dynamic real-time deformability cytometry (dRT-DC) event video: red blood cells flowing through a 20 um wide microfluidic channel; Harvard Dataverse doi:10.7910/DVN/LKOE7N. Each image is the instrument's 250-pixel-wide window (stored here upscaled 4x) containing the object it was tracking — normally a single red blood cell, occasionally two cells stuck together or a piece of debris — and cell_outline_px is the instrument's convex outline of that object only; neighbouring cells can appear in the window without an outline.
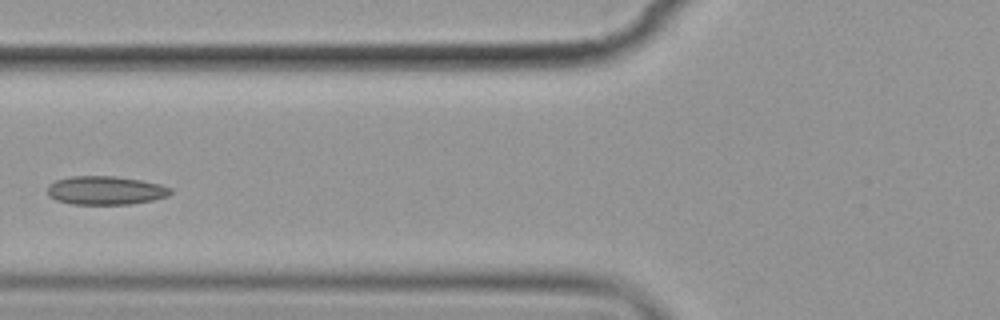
{"species": "common noctule bat (a hibernating species)", "species_latin": "Nyctalus noctula", "temperature_condition": "cold", "stored_images_in_passage": 13, "camera_frame_rate_fps": 3000, "um_per_image_px": 0.085, "animal": {"sex": "female", "body_mass_g": 19.9}, "frame": {"image": 1, "passage_image": 4, "time_ms": 4.333, "image_size_px": [1000, 320], "cell_outline_px": [[172, 192], [168, 196], [152, 200], [132, 204], [72, 204], [56, 200], [48, 196], [48, 184], [56, 180], [72, 176], [116, 176], [140, 180], [160, 184], [172, 188]], "centroid_in_image_um": [8.97, 16.18], "position_along_channel_um": 116.8, "area_um2": 20.58}}
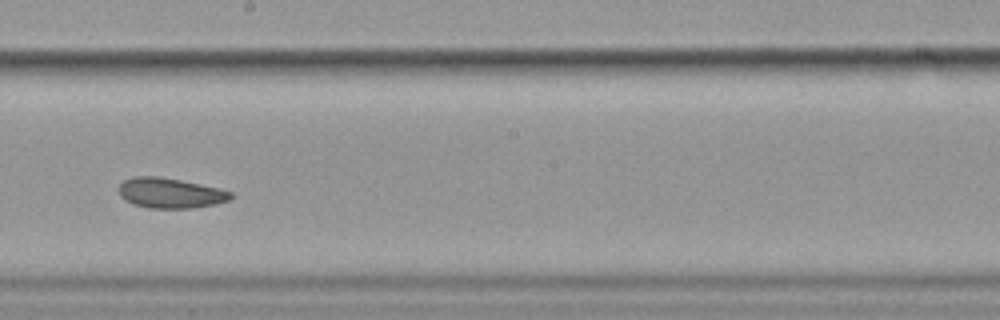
{"frame": {"image": 2, "passage_image": 7, "time_ms": 7.667, "image_size_px": [1000, 320], "cell_outline_px": [[232, 196], [228, 200], [216, 204], [192, 208], [148, 208], [124, 200], [120, 196], [120, 184], [124, 180], [132, 176], [160, 176], [220, 188], [232, 192]], "centroid_in_image_um": [14.47, 16.4], "position_along_channel_um": 233.7, "area_um2": 19.65}}
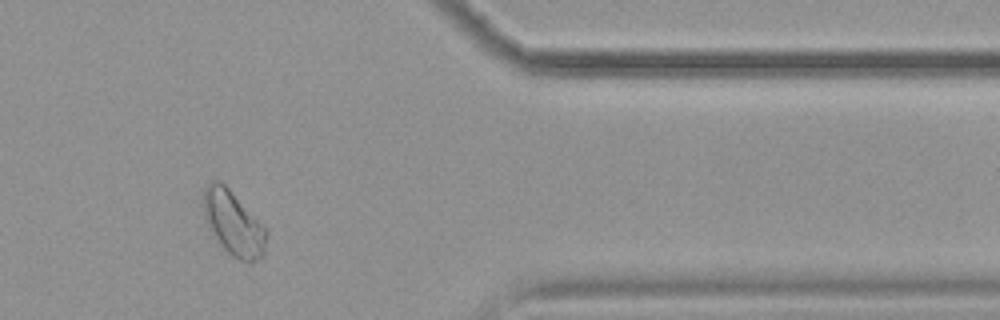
{"frame": {"image": 3, "passage_image": 11, "time_ms": 12.667, "image_size_px": [1000, 320], "cell_outline_px": [[268, 232], [264, 252], [256, 260], [248, 264], [232, 256], [224, 248], [208, 228], [200, 204], [204, 188], [212, 180], [220, 180], [264, 224]], "centroid_in_image_um": [19.81, 18.95], "position_along_channel_um": 391.6, "area_um2": 24.04}, "authors_computed_cell_mechanics": {"area_um2": 20.5768, "velocity_mm_per_s": 3.5134, "shape_relaxation_time_tau1_ms": 4.8989, "shape_relaxation_time_tau2_ms": null, "deformation_change_tau1": 0.0785, "deformation_change_tau2": null}}